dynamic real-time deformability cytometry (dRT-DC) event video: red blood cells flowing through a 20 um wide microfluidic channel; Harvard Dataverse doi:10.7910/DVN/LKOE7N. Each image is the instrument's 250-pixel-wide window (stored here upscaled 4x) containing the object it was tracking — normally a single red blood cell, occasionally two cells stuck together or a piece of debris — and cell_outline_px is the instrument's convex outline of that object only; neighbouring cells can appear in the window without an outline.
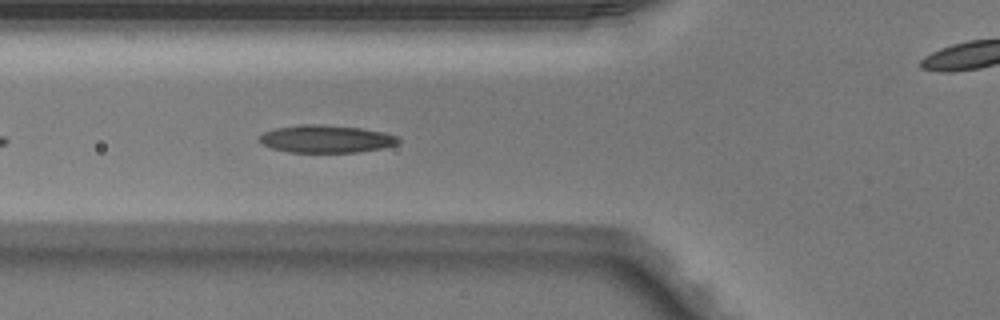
{"species": "Egyptian fruit bat (a non-hibernating species)", "species_latin": "Rousettus aegyptiacus", "temperature_condition": "warm", "stored_images_in_passage": 24, "camera_frame_rate_fps": 3000, "um_per_image_px": 0.085, "animal": {"sex": "male"}, "frame": {"image": 1, "passage_image": 6, "time_ms": 1.667, "image_size_px": [1000, 320], "cell_outline_px": [[400, 140], [396, 144], [384, 148], [360, 152], [288, 152], [272, 148], [260, 144], [256, 140], [264, 132], [276, 128], [300, 124], [320, 124], [360, 128], [384, 132], [400, 136]], "centroid_in_image_um": [27.71, 11.81], "position_along_channel_um": 98.1, "area_um2": 22.6}}
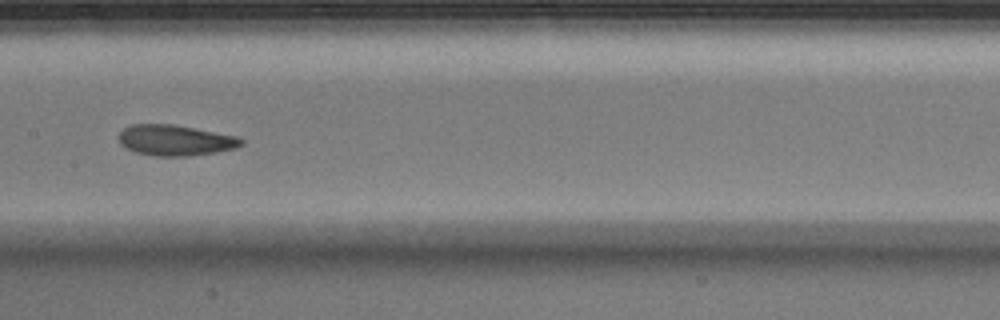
{"frame": {"image": 2, "passage_image": 13, "time_ms": 4.0, "image_size_px": [1000, 320], "cell_outline_px": [[244, 144], [236, 148], [216, 152], [188, 156], [152, 156], [136, 152], [124, 148], [120, 144], [120, 132], [124, 128], [132, 124], [172, 124], [240, 136], [244, 140]], "centroid_in_image_um": [14.93, 11.92], "position_along_channel_um": 192.5, "area_um2": 22.14}}
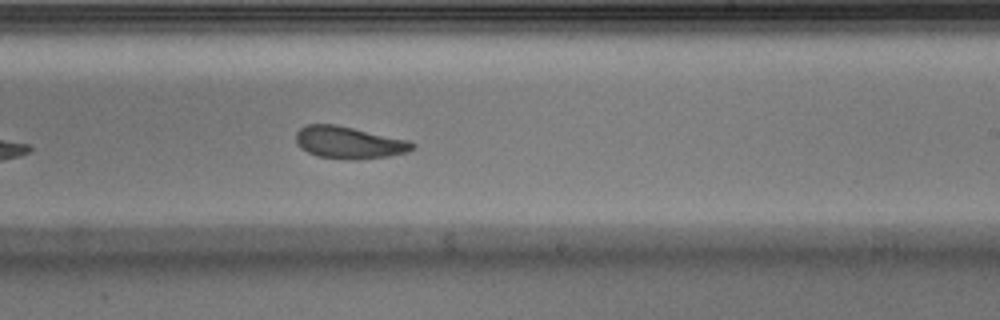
{"frame": {"image": 3, "passage_image": 18, "time_ms": 5.667, "image_size_px": [1000, 320], "cell_outline_px": [[416, 148], [408, 152], [388, 156], [356, 160], [352, 160], [320, 156], [308, 152], [300, 148], [296, 144], [296, 132], [300, 128], [308, 124], [336, 124], [408, 140], [416, 144]], "centroid_in_image_um": [29.67, 12.11], "position_along_channel_um": 259.3, "area_um2": 21.85}}